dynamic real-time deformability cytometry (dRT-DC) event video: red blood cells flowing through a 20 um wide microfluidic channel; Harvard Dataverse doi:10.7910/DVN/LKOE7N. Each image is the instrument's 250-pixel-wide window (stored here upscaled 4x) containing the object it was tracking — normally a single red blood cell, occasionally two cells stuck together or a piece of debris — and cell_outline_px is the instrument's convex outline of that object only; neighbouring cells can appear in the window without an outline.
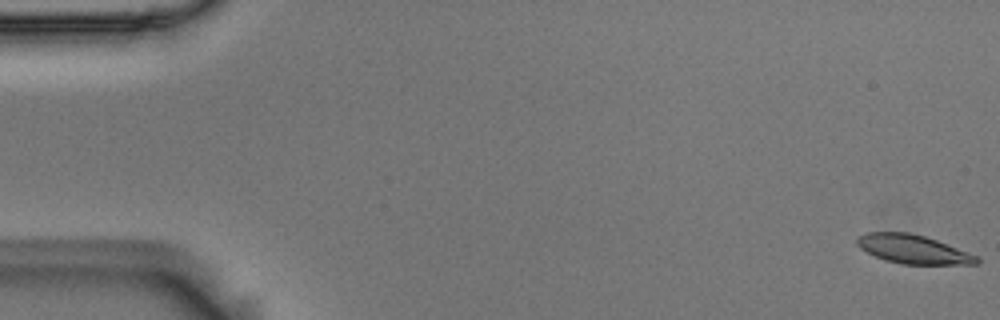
{"species": "Egyptian fruit bat (a non-hibernating species)", "species_latin": "Rousettus aegyptiacus", "temperature_condition": "room temperature", "stored_images_in_passage": 56, "camera_frame_rate_fps": 3000, "um_per_image_px": 0.085, "animal": {"sex": "male"}, "frame": {"image": 1, "passage_image": 1, "time_ms": 0.0, "image_size_px": [1000, 320], "cell_outline_px": [[980, 264], [900, 264], [884, 260], [860, 248], [856, 244], [856, 236], [864, 232], [908, 232], [924, 236], [936, 240], [980, 256]], "centroid_in_image_um": [77.61, 21.18], "position_along_channel_um": 7.4, "area_um2": 20.23}}
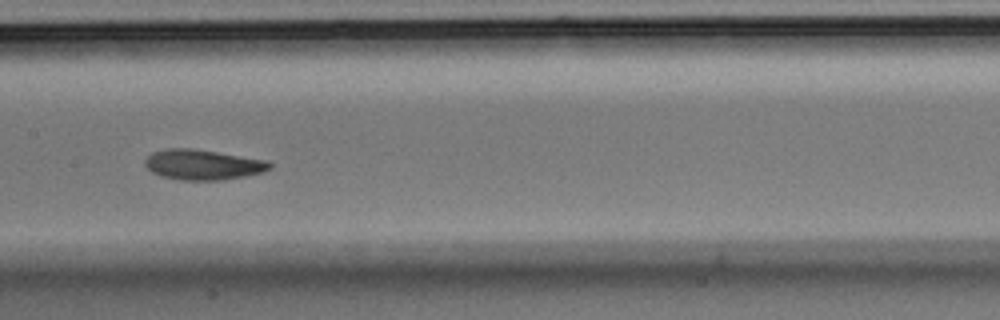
{"frame": {"image": 2, "passage_image": 28, "time_ms": 9.0, "image_size_px": [1000, 320], "cell_outline_px": [[272, 168], [264, 172], [224, 180], [180, 180], [160, 176], [152, 172], [144, 164], [144, 160], [152, 152], [164, 148], [192, 148], [268, 160], [272, 164]], "centroid_in_image_um": [17.24, 13.99], "position_along_channel_um": 190.2, "area_um2": 22.2}}
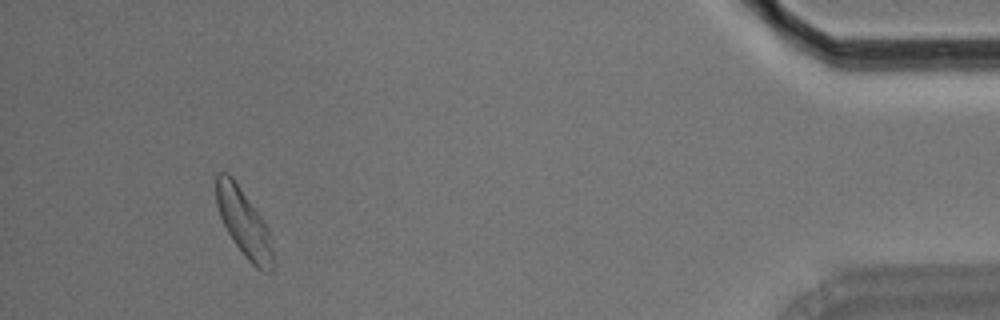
{"frame": {"image": 3, "passage_image": 52, "time_ms": 17.0, "image_size_px": [1000, 320], "cell_outline_px": [[272, 268], [268, 272], [256, 268], [248, 260], [232, 240], [220, 216], [216, 204], [216, 172], [228, 172], [232, 176], [260, 216], [268, 228], [272, 252]], "centroid_in_image_um": [20.68, 18.9], "position_along_channel_um": 414.5, "area_um2": 21.85}, "authors_computed_cell_mechanics": {"area_um2": 21.5883, "velocity_mm_per_s": 3.6299, "shape_relaxation_time_tau1_ms": 3.1245, "shape_relaxation_time_tau2_ms": 3.3918, "deformation_change_tau1": 0.1376, "deformation_change_tau2": 0.087}}